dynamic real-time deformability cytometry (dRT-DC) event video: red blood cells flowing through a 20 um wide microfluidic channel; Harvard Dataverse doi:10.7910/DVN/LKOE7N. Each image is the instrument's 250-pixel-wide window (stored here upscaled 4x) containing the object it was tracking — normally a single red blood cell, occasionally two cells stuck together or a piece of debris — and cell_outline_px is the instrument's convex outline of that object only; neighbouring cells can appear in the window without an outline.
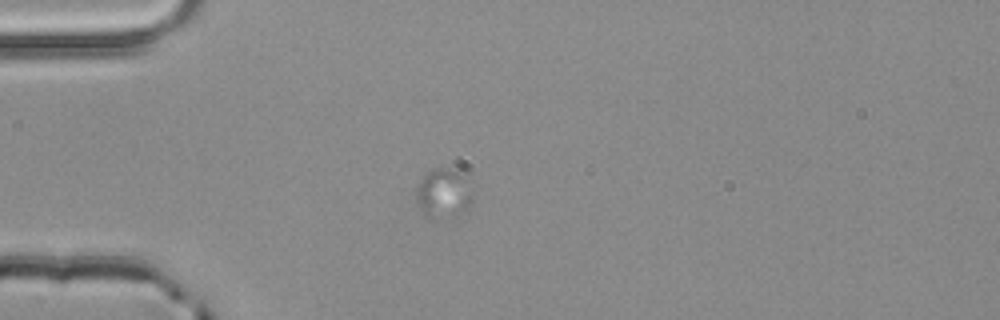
{"species": "common noctule bat (a hibernating species)", "species_latin": "Nyctalus noctula", "temperature_condition": "room temperature", "stored_images_in_passage": 4, "camera_frame_rate_fps": 3000, "um_per_image_px": 0.085, "animal": {"sex": "male", "body_mass_g": 20.4}, "frame": {"image": 1, "passage_image": 4, "time_ms": 1.0, "image_size_px": [1000, 320], "cell_outline_px": [[472, 200], [468, 208], [464, 212], [432, 220], [428, 220], [424, 216], [416, 204], [416, 188], [424, 176], [428, 172], [436, 168], [460, 168], [464, 172], [472, 192]], "centroid_in_image_um": [37.7, 16.43], "position_along_channel_um": 47.3, "area_um2": 16.76}}